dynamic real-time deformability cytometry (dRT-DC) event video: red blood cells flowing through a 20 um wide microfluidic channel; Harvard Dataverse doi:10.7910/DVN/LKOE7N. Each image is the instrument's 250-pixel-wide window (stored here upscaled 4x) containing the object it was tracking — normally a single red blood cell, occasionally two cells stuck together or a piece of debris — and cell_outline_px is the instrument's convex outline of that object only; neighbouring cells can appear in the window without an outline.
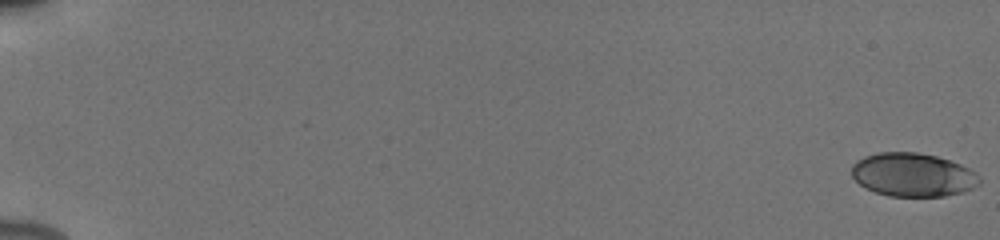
{"species": "human", "species_latin": "Homo sapiens", "temperature_condition": "cold", "stored_images_in_passage": 55, "camera_frame_rate_fps": 3000, "um_per_image_px": 0.085, "donor": {"sex": "male"}, "frame": {"image": 1, "passage_image": 1, "time_ms": 0.0, "image_size_px": [1000, 240], "cell_outline_px": [[980, 184], [964, 192], [944, 196], [888, 196], [876, 192], [860, 184], [852, 176], [852, 164], [856, 160], [864, 156], [876, 152], [916, 152], [936, 156], [960, 164], [976, 172], [980, 176]], "centroid_in_image_um": [77.6, 14.85], "position_along_channel_um": 7.4, "area_um2": 32.48}}
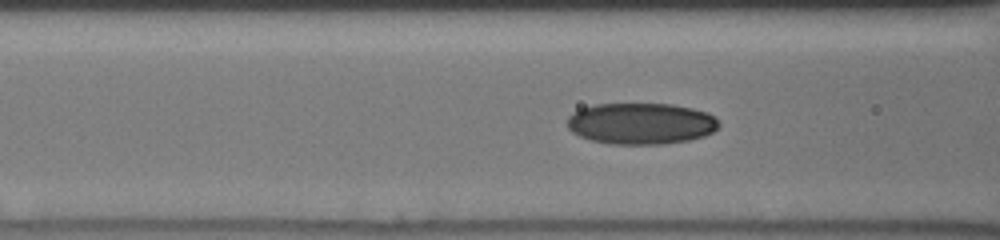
{"frame": {"image": 2, "passage_image": 25, "time_ms": 8.0, "image_size_px": [1000, 240], "cell_outline_px": [[720, 128], [704, 136], [688, 140], [664, 144], [608, 144], [592, 140], [580, 136], [572, 132], [568, 128], [568, 116], [572, 112], [580, 108], [592, 104], [672, 104], [692, 108], [708, 112], [716, 116], [720, 124]], "centroid_in_image_um": [54.5, 10.49], "position_along_channel_um": 112.1, "area_um2": 36.93}}
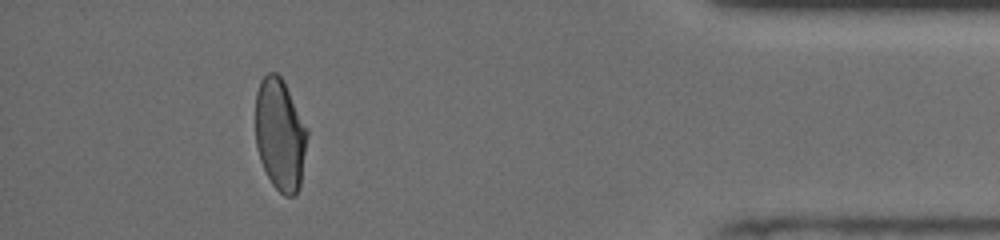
{"frame": {"image": 3, "passage_image": 51, "time_ms": 16.667, "image_size_px": [1000, 240], "cell_outline_px": [[308, 136], [300, 184], [296, 192], [292, 196], [284, 196], [272, 184], [260, 160], [256, 148], [256, 92], [260, 80], [268, 72], [276, 72], [280, 76], [308, 128]], "centroid_in_image_um": [23.8, 11.43], "position_along_channel_um": 411.4, "area_um2": 33.64}, "authors_computed_cell_mechanics": {"area_um2": 34.68, "velocity_mm_per_s": 3.9196, "shape_relaxation_time_tau1_ms": 5.7989, "shape_relaxation_time_tau2_ms": 1.6961, "deformation_change_tau1": 0.1668, "deformation_change_tau2": 0.0483}}